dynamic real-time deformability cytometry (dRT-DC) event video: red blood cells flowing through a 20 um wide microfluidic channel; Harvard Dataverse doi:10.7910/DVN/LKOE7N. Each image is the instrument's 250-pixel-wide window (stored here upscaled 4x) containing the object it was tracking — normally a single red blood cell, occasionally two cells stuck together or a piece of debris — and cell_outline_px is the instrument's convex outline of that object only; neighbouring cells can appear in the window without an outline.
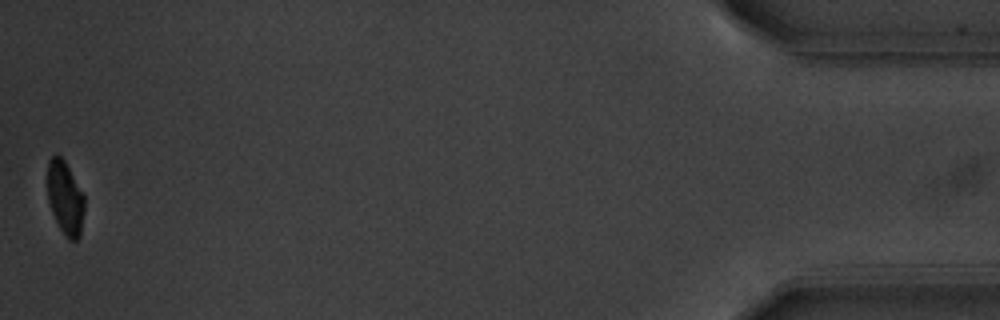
{"species": "common noctule bat (a hibernating species)", "species_latin": "Nyctalus noctula", "temperature_condition": "warm", "stored_images_in_passage": 55, "camera_frame_rate_fps": 3000, "um_per_image_px": 0.085, "animal": {"sex": "male", "body_mass_g": 20.1, "forearm_length_mm": 53.5}, "frame": {"image": 1, "passage_image": 55, "time_ms": 18.0, "image_size_px": [1000, 320], "cell_outline_px": [[84, 212], [80, 236], [76, 240], [68, 240], [60, 228], [52, 212], [48, 200], [48, 160], [52, 156], [60, 156], [64, 160], [84, 196]], "centroid_in_image_um": [5.54, 16.85], "position_along_channel_um": 429.7, "area_um2": 15.55}, "authors_computed_cell_mechanics": {"area_um2": 17.1088, "velocity_mm_per_s": 3.708, "shape_relaxation_time_tau1_ms": 3.4488, "shape_relaxation_time_tau2_ms": 9.801, "deformation_change_tau1": 0.1373, "deformation_change_tau2": 0.1217}}